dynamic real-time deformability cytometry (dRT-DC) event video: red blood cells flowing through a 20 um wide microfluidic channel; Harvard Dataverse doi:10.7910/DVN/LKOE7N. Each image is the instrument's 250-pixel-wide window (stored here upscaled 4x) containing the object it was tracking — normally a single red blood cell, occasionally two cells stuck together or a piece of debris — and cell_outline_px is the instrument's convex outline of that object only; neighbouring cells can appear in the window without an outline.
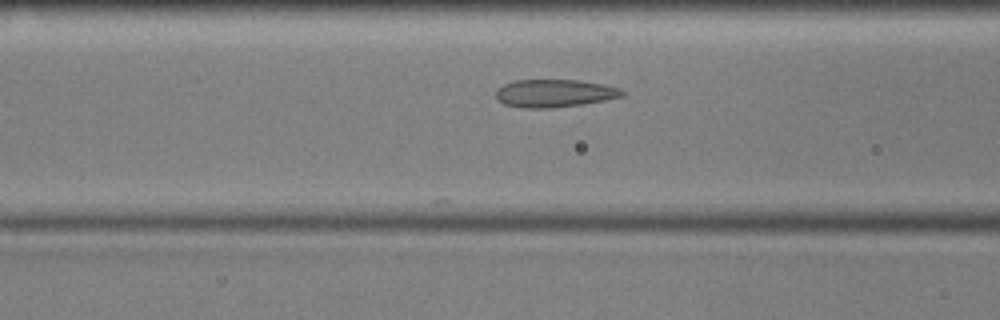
{"species": "common noctule bat (a hibernating species)", "species_latin": "Nyctalus noctula", "temperature_condition": "cold", "stored_images_in_passage": 44, "camera_frame_rate_fps": 3000, "um_per_image_px": 0.085, "animal": {"sex": "male", "body_mass_g": 17.9, "forearm_length_mm": 54.2}, "frame": {"image": 1, "passage_image": 14, "time_ms": 4.333, "image_size_px": [1000, 320], "cell_outline_px": [[624, 96], [584, 104], [552, 108], [520, 108], [504, 104], [496, 100], [496, 88], [504, 84], [516, 80], [580, 80], [604, 84], [620, 88], [624, 92]], "centroid_in_image_um": [47.11, 7.93], "position_along_channel_um": 119.5, "area_um2": 20.69}}
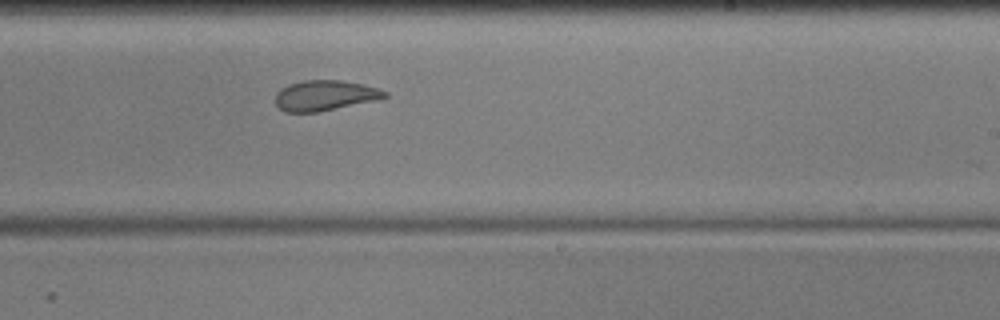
{"frame": {"image": 2, "passage_image": 26, "time_ms": 8.333, "image_size_px": [1000, 320], "cell_outline_px": [[388, 96], [376, 100], [320, 112], [284, 112], [276, 104], [276, 92], [280, 88], [288, 84], [304, 80], [340, 80], [360, 84], [376, 88], [388, 92]], "centroid_in_image_um": [27.58, 8.12], "position_along_channel_um": 261.4, "area_um2": 19.31}}
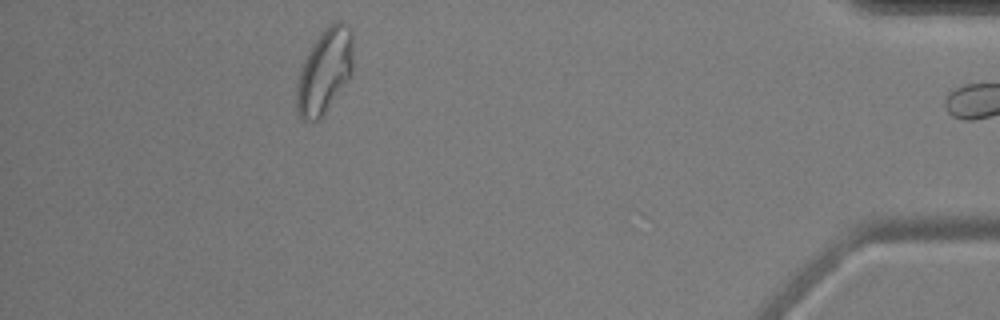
{"frame": {"image": 3, "passage_image": 43, "time_ms": 14.0, "image_size_px": [1000, 320], "cell_outline_px": [[352, 76], [324, 112], [316, 120], [300, 120], [296, 108], [296, 88], [300, 72], [304, 60], [312, 44], [320, 32], [328, 24], [336, 20], [340, 20], [348, 24], [352, 32]], "centroid_in_image_um": [27.6, 6.0], "position_along_channel_um": 407.6, "area_um2": 27.92}, "authors_computed_cell_mechanics": {"area_um2": 20.808, "velocity_mm_per_s": 3.5459, "shape_relaxation_time_tau1_ms": null, "shape_relaxation_time_tau2_ms": 1.1175, "deformation_change_tau1": null, "deformation_change_tau2": 0.0769}}